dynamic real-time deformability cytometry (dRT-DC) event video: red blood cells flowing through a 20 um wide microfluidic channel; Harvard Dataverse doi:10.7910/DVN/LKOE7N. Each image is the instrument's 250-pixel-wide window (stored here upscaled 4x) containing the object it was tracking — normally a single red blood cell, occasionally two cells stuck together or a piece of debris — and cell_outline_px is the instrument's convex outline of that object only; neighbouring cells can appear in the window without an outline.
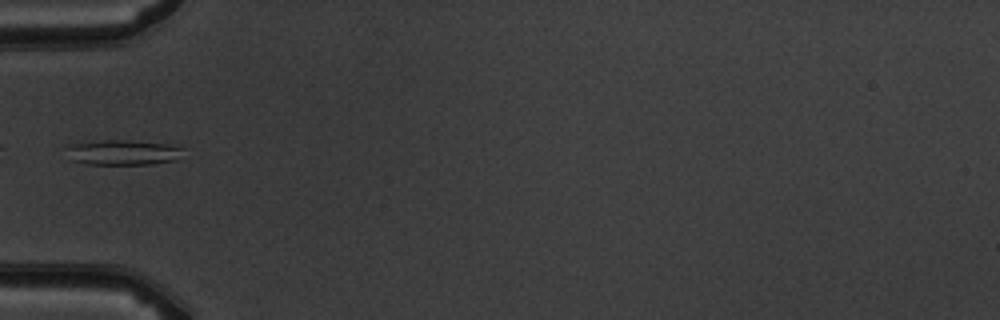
{"species": "common noctule bat (a hibernating species)", "species_latin": "Nyctalus noctula", "temperature_condition": "warm", "stored_images_in_passage": 2, "camera_frame_rate_fps": 3000, "um_per_image_px": 0.085, "animal": {"sex": "male", "body_mass_g": 19.5, "forearm_length_mm": 54.6}, "frame": {"image": 1, "passage_image": 1, "time_ms": 0.0, "image_size_px": [1000, 320], "cell_outline_px": [[184, 148], [176, 160], [152, 164], [88, 164], [72, 160], [64, 148], [68, 144], [104, 140], [128, 140], [168, 144]], "centroid_in_image_um": [10.41, 12.95], "position_along_channel_um": 74.6, "area_um2": 17.11}}
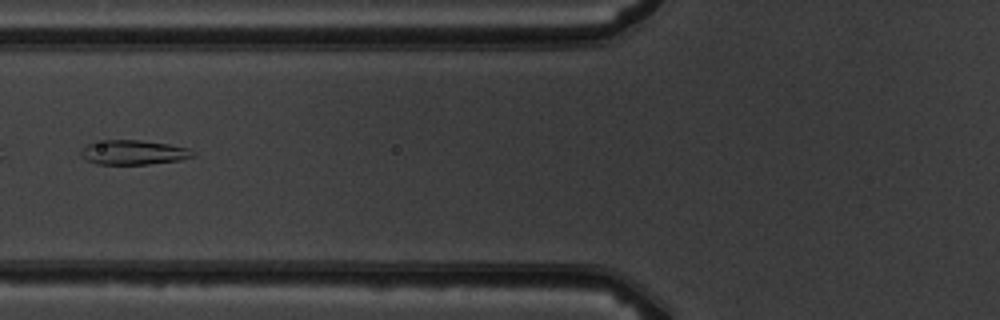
{"frame": {"image": 2, "passage_image": 2, "time_ms": 1.0, "image_size_px": [1000, 320], "cell_outline_px": [[196, 156], [180, 160], [148, 164], [96, 164], [80, 156], [80, 152], [88, 144], [104, 140], [140, 140], [168, 144], [188, 148], [196, 152]], "centroid_in_image_um": [11.38, 12.96], "position_along_channel_um": 114.4, "area_um2": 15.95}}